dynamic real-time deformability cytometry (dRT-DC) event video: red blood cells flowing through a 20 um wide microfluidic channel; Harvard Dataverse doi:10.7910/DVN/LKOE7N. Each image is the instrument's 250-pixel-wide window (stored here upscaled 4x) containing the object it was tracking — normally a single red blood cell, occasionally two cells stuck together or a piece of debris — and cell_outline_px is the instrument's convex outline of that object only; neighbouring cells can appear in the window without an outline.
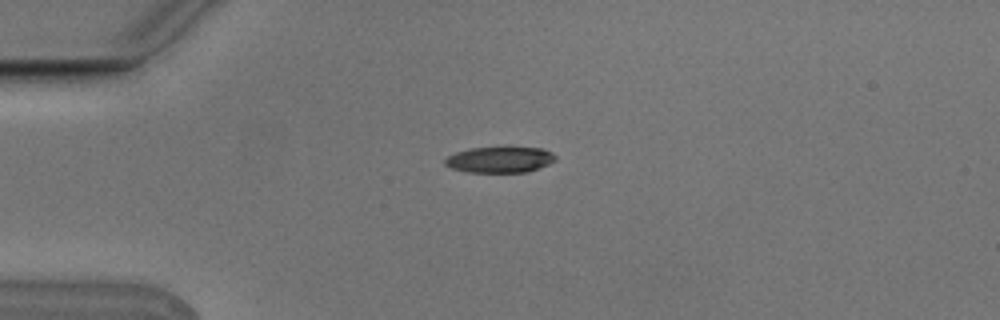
{"species": "Egyptian fruit bat (a non-hibernating species)", "species_latin": "Rousettus aegyptiacus", "temperature_condition": "cold", "stored_images_in_passage": 8, "camera_frame_rate_fps": 3000, "um_per_image_px": 0.085, "animal": {"sex": "male"}, "frame": {"image": 1, "passage_image": 1, "time_ms": 0.0, "image_size_px": [1000, 320], "cell_outline_px": [[556, 160], [548, 164], [528, 172], [468, 172], [452, 168], [444, 164], [444, 160], [448, 156], [456, 152], [472, 148], [544, 148], [552, 152], [556, 156]], "centroid_in_image_um": [42.5, 13.58], "position_along_channel_um": 42.5, "area_um2": 16.53}}
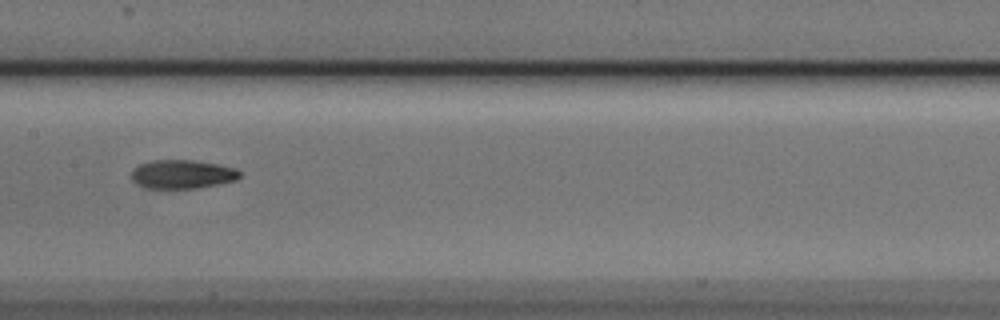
{"frame": {"image": 2, "passage_image": 5, "time_ms": 1.333, "image_size_px": [1000, 320], "cell_outline_px": [[240, 176], [236, 180], [196, 188], [144, 188], [136, 184], [132, 180], [132, 168], [140, 164], [152, 160], [192, 160], [216, 164], [236, 168], [240, 172]], "centroid_in_image_um": [15.45, 14.81], "position_along_channel_um": 191.9, "area_um2": 18.09}}
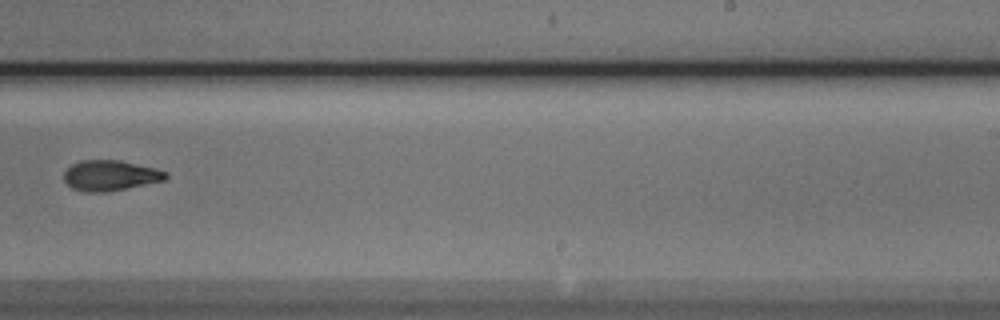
{"frame": {"image": 3, "passage_image": 7, "time_ms": 2.0, "image_size_px": [1000, 320], "cell_outline_px": [[168, 176], [164, 180], [104, 192], [84, 192], [72, 188], [64, 180], [64, 172], [72, 164], [80, 160], [120, 160], [156, 168], [164, 172]], "centroid_in_image_um": [9.33, 14.9], "position_along_channel_um": 279.7, "area_um2": 17.8}}